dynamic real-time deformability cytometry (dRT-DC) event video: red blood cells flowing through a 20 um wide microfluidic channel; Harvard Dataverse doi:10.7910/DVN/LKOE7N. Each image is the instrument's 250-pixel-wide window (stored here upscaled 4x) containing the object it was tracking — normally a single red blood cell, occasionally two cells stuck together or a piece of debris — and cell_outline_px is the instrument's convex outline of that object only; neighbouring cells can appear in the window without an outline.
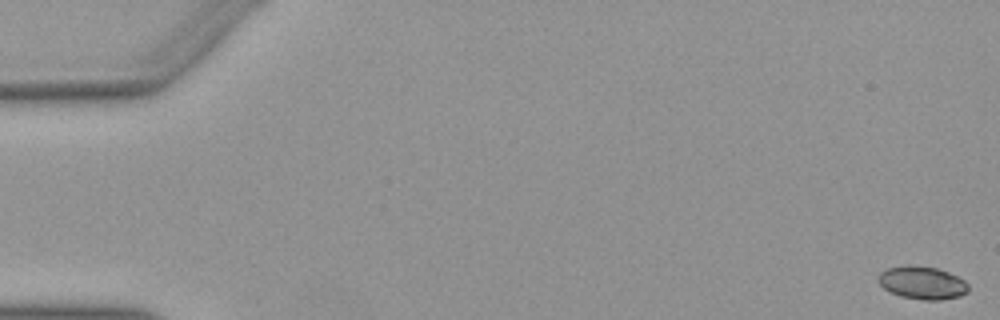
{"species": "Egyptian fruit bat (a non-hibernating species)", "species_latin": "Rousettus aegyptiacus", "temperature_condition": "warm", "stored_images_in_passage": 52, "camera_frame_rate_fps": 3000, "um_per_image_px": 0.085, "animal": {"sex": "female"}, "frame": {"image": 1, "passage_image": 1, "time_ms": 0.0, "image_size_px": [1000, 320], "cell_outline_px": [[968, 292], [960, 296], [940, 300], [924, 300], [900, 296], [884, 288], [876, 280], [876, 276], [880, 272], [888, 268], [936, 268], [948, 272], [964, 280], [968, 284]], "centroid_in_image_um": [78.41, 24.08], "position_along_channel_um": 6.6, "area_um2": 16.65}}
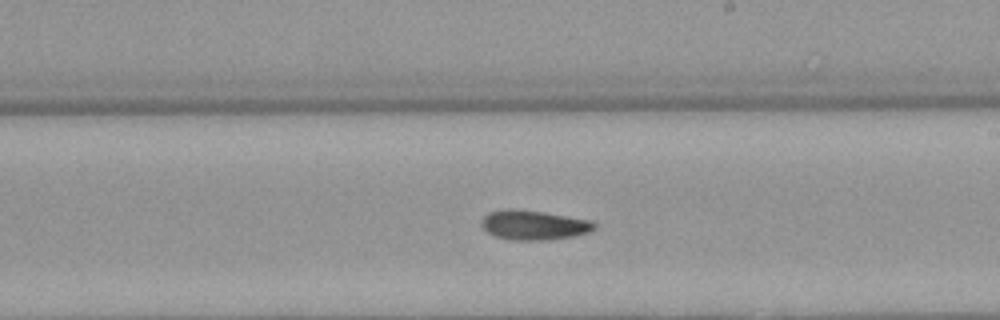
{"frame": {"image": 2, "passage_image": 31, "time_ms": 10.0, "image_size_px": [1000, 320], "cell_outline_px": [[596, 228], [592, 232], [576, 236], [548, 240], [508, 240], [496, 236], [488, 232], [480, 224], [484, 216], [488, 212], [508, 208], [544, 212], [588, 220], [596, 224]], "centroid_in_image_um": [45.38, 19.14], "position_along_channel_um": 243.6, "area_um2": 19.54}}
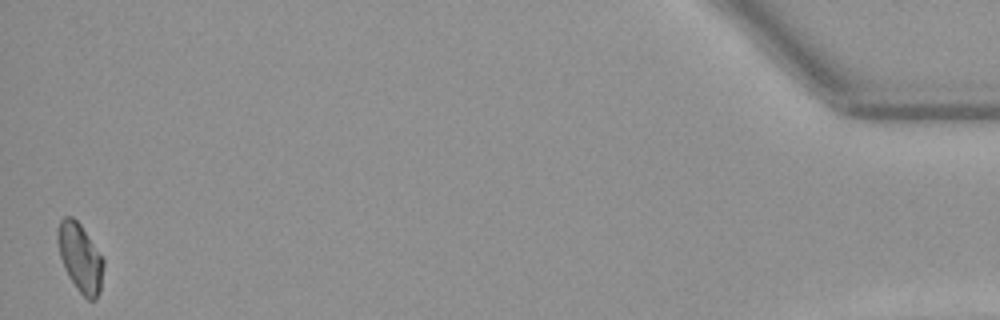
{"frame": {"image": 3, "passage_image": 52, "time_ms": 17.0, "image_size_px": [1000, 320], "cell_outline_px": [[104, 264], [100, 292], [96, 300], [88, 300], [76, 288], [68, 276], [64, 268], [60, 256], [56, 240], [56, 228], [60, 220], [64, 216], [72, 216], [80, 224], [104, 260]], "centroid_in_image_um": [6.79, 21.9], "position_along_channel_um": 428.4, "area_um2": 18.38}, "authors_computed_cell_mechanics": {"area_um2": 18.5249, "velocity_mm_per_s": 3.9492, "shape_relaxation_time_tau1_ms": 4.4057, "shape_relaxation_time_tau2_ms": 10.5064, "deformation_change_tau1": 0.1277, "deformation_change_tau2": 0.184}}